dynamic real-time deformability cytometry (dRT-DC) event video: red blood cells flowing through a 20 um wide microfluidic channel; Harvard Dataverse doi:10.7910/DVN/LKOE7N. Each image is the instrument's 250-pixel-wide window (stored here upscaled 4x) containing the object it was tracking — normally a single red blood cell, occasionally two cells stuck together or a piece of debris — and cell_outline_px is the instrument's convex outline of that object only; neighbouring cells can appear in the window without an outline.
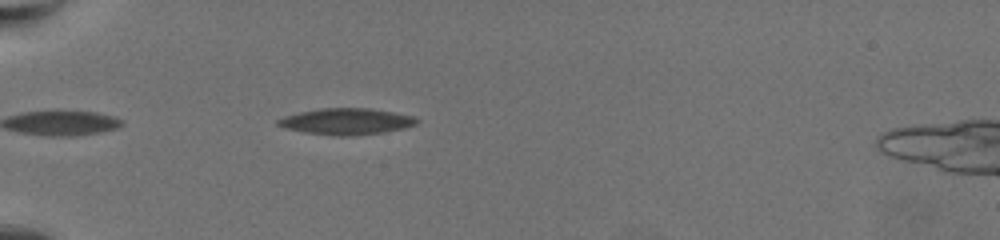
{"species": "common noctule bat (a hibernating species)", "species_latin": "Nyctalus noctula", "temperature_condition": "warm", "stored_images_in_passage": 10, "camera_frame_rate_fps": 3000, "um_per_image_px": 0.085, "animal": {"sex": "female", "body_mass_g": 19.5, "forearm_length_mm": 54.1}, "frame": {"image": 1, "passage_image": 5, "time_ms": 1.333, "image_size_px": [1000, 240], "cell_outline_px": [[420, 120], [416, 124], [400, 128], [380, 132], [344, 136], [340, 136], [304, 132], [284, 128], [276, 124], [276, 120], [284, 116], [300, 112], [324, 108], [372, 108], [412, 116]], "centroid_in_image_um": [29.39, 10.31], "position_along_channel_um": 55.6, "area_um2": 20.87}}
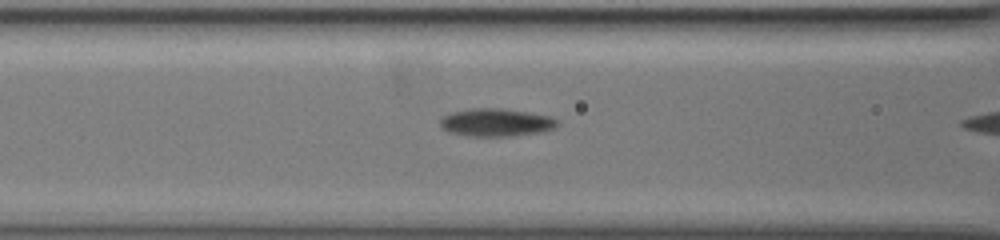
{"frame": {"image": 2, "passage_image": 9, "time_ms": 2.667, "image_size_px": [1000, 240], "cell_outline_px": [[556, 124], [552, 128], [540, 132], [512, 136], [468, 136], [448, 132], [440, 124], [440, 120], [444, 116], [452, 112], [472, 108], [500, 108], [548, 116], [556, 120]], "centroid_in_image_um": [42.1, 10.41], "position_along_channel_um": 124.5, "area_um2": 18.61}}